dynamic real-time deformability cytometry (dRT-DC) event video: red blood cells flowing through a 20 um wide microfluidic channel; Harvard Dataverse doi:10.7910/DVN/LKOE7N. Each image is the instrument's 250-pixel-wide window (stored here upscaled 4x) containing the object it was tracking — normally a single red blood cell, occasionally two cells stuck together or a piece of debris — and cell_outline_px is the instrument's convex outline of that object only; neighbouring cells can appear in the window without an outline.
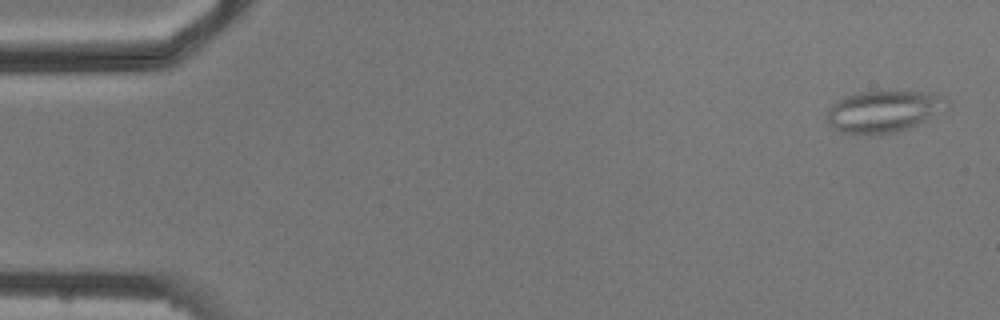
{"species": "common noctule bat (a hibernating species)", "species_latin": "Nyctalus noctula", "temperature_condition": "cold", "stored_images_in_passage": 4, "camera_frame_rate_fps": 3000, "um_per_image_px": 0.085, "animal": {"sex": "male", "body_mass_g": 20.5, "forearm_length_mm": 52.5}, "frame": {"image": 1, "passage_image": 1, "time_ms": 0.0, "image_size_px": [1000, 320], "cell_outline_px": [[952, 104], [948, 112], [908, 128], [896, 132], [844, 132], [832, 128], [824, 120], [828, 108], [836, 100], [844, 96], [860, 92], [936, 92], [948, 100]], "centroid_in_image_um": [75.2, 9.44], "position_along_channel_um": 9.8, "area_um2": 29.48}}